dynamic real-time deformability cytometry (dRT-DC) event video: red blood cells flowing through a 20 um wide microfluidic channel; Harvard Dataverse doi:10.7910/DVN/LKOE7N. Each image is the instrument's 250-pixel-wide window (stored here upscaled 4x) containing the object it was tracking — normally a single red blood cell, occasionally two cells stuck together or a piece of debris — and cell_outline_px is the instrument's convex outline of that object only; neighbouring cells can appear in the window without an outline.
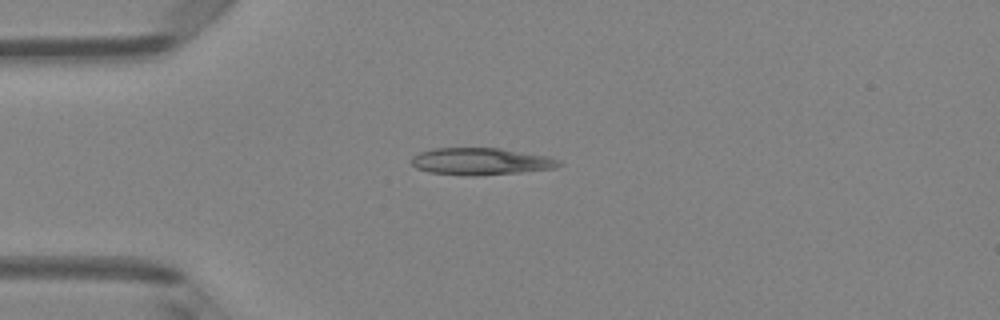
{"species": "Egyptian fruit bat (a non-hibernating species)", "species_latin": "Rousettus aegyptiacus", "temperature_condition": "room temperature", "stored_images_in_passage": 5, "camera_frame_rate_fps": 3000, "um_per_image_px": 0.085, "animal": {"sex": "female"}, "frame": {"image": 1, "passage_image": 3, "time_ms": 3.333, "image_size_px": [1000, 320], "cell_outline_px": [[564, 164], [552, 168], [520, 172], [472, 176], [468, 176], [428, 172], [416, 168], [412, 164], [412, 156], [420, 152], [432, 148], [500, 148], [548, 156], [560, 160]], "centroid_in_image_um": [40.86, 13.72], "position_along_channel_um": 44.1, "area_um2": 23.24}}
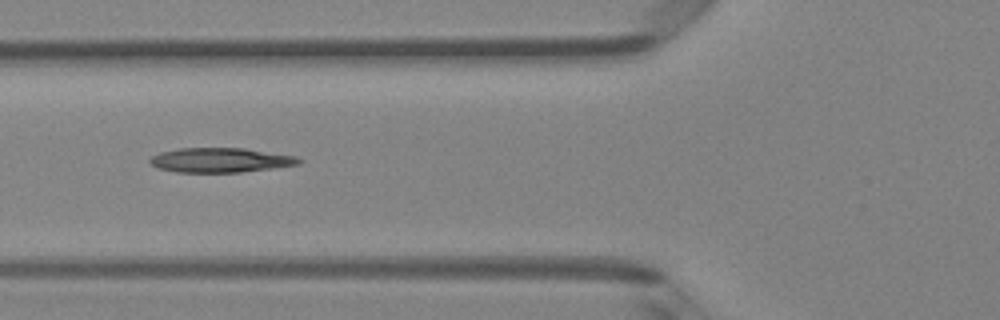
{"frame": {"image": 2, "passage_image": 5, "time_ms": 5.333, "image_size_px": [1000, 320], "cell_outline_px": [[304, 160], [300, 164], [272, 168], [240, 172], [176, 172], [156, 168], [148, 164], [148, 160], [152, 156], [160, 152], [180, 148], [244, 148], [296, 156]], "centroid_in_image_um": [18.7, 13.61], "position_along_channel_um": 107.1, "area_um2": 21.44}}